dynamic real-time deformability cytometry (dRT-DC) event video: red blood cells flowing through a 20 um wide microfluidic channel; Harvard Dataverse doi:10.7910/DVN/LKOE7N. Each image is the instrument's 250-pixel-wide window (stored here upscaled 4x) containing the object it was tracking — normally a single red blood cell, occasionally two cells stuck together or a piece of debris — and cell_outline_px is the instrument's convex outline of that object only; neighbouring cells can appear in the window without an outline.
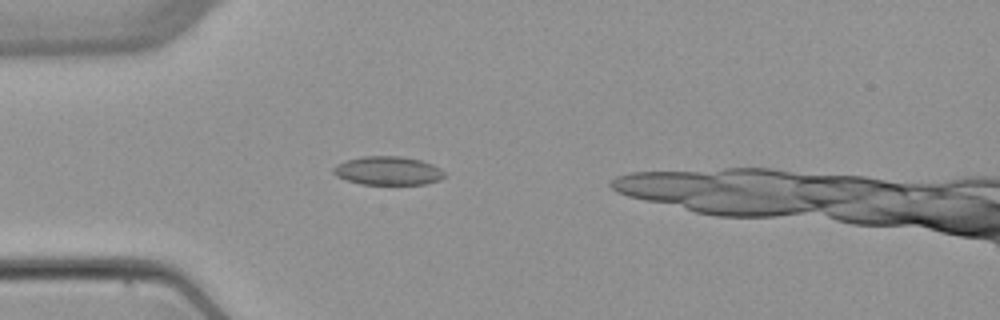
{"species": "common noctule bat (a hibernating species)", "species_latin": "Nyctalus noctula", "temperature_condition": "warm", "stored_images_in_passage": 2, "camera_frame_rate_fps": 3000, "um_per_image_px": 0.085, "animal": {"sex": "female", "body_mass_g": 22.7, "forearm_length_mm": 54.2}, "frame": {"image": 1, "passage_image": 2, "time_ms": 2.333, "image_size_px": [1000, 320], "cell_outline_px": [[448, 176], [440, 180], [424, 184], [360, 184], [336, 176], [332, 172], [332, 168], [336, 164], [360, 156], [400, 156], [420, 160], [432, 164], [440, 168]], "centroid_in_image_um": [32.99, 14.51], "position_along_channel_um": 52.0, "area_um2": 18.61}}